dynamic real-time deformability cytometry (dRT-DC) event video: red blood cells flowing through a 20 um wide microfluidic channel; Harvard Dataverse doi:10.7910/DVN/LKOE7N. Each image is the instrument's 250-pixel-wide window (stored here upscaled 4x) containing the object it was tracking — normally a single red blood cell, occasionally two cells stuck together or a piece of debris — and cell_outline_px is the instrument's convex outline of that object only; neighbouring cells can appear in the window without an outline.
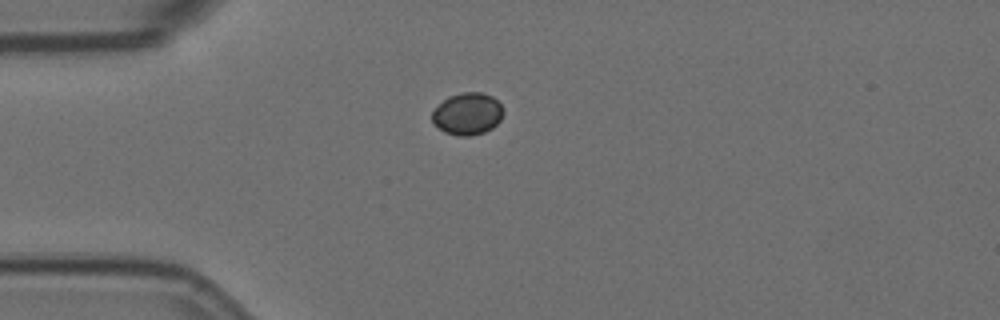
{"species": "Egyptian fruit bat (a non-hibernating species)", "species_latin": "Rousettus aegyptiacus", "temperature_condition": "room temperature", "stored_images_in_passage": 4, "camera_frame_rate_fps": 3000, "um_per_image_px": 0.085, "animal": {"sex": "female"}, "frame": {"image": 1, "passage_image": 1, "time_ms": 0.0, "image_size_px": [1000, 320], "cell_outline_px": [[504, 112], [500, 120], [492, 128], [484, 132], [468, 136], [460, 136], [444, 132], [432, 120], [432, 112], [448, 96], [460, 92], [480, 92], [492, 96], [504, 108]], "centroid_in_image_um": [39.76, 9.66], "position_along_channel_um": 45.2, "area_um2": 17.34}}
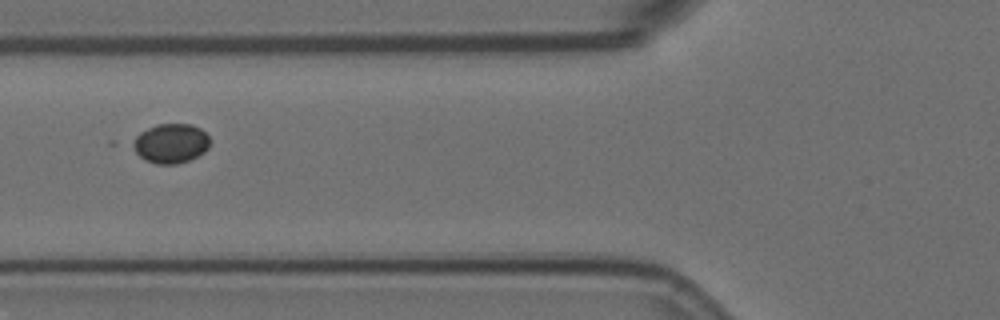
{"frame": {"image": 2, "passage_image": 3, "time_ms": 0.667, "image_size_px": [1000, 320], "cell_outline_px": [[208, 148], [204, 152], [188, 160], [176, 164], [156, 164], [144, 160], [128, 144], [140, 132], [156, 124], [192, 124], [200, 128], [208, 136]], "centroid_in_image_um": [14.46, 12.18], "position_along_channel_um": 111.3, "area_um2": 17.8}}
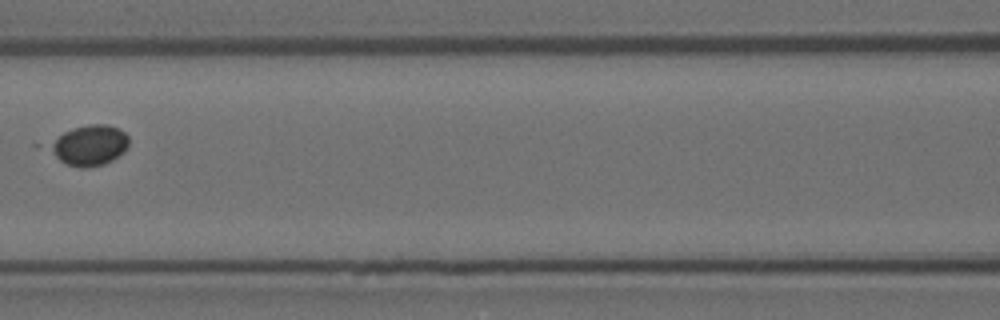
{"frame": {"image": 3, "passage_image": 4, "time_ms": 1.0, "image_size_px": [1000, 320], "cell_outline_px": [[128, 144], [124, 152], [112, 160], [104, 164], [84, 168], [80, 168], [68, 164], [60, 160], [56, 156], [48, 144], [64, 132], [72, 128], [88, 124], [108, 124], [120, 128], [128, 136]], "centroid_in_image_um": [7.64, 12.33], "position_along_channel_um": 159.0, "area_um2": 18.5}}